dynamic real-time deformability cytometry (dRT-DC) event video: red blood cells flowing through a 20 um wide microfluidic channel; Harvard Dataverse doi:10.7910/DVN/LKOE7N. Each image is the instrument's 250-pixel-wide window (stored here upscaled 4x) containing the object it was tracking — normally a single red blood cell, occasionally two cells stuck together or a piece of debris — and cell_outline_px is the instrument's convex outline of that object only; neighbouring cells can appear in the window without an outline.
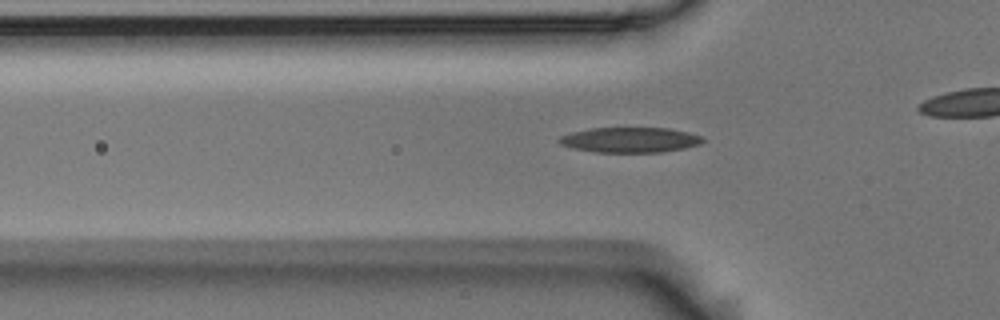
{"species": "Egyptian fruit bat (a non-hibernating species)", "species_latin": "Rousettus aegyptiacus", "temperature_condition": "room temperature", "stored_images_in_passage": 43, "camera_frame_rate_fps": 3000, "um_per_image_px": 0.085, "animal": {"sex": "male"}, "frame": {"image": 1, "passage_image": 17, "time_ms": 5.333, "image_size_px": [1000, 320], "cell_outline_px": [[704, 140], [700, 144], [684, 148], [664, 152], [596, 152], [572, 148], [560, 144], [556, 140], [560, 136], [572, 132], [592, 128], [668, 128], [688, 132], [700, 136]], "centroid_in_image_um": [53.52, 11.89], "position_along_channel_um": 72.3, "area_um2": 21.04}}
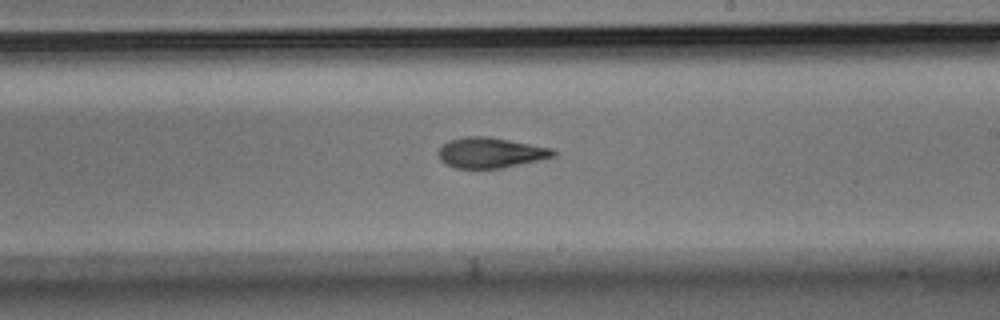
{"frame": {"image": 2, "passage_image": 31, "time_ms": 10.0, "image_size_px": [1000, 320], "cell_outline_px": [[556, 156], [540, 160], [500, 168], [456, 168], [444, 164], [440, 160], [436, 152], [448, 140], [464, 136], [488, 136], [552, 148], [556, 152]], "centroid_in_image_um": [41.66, 12.97], "position_along_channel_um": 247.3, "area_um2": 20.46}}
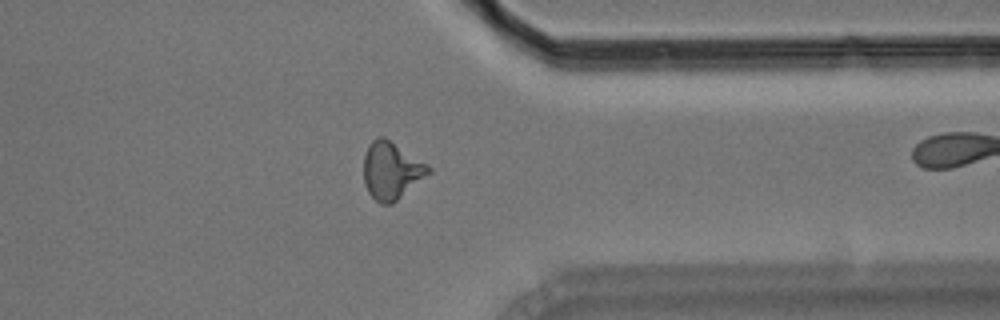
{"frame": {"image": 3, "passage_image": 42, "time_ms": 13.667, "image_size_px": [1000, 320], "cell_outline_px": [[432, 172], [392, 204], [380, 204], [368, 192], [364, 184], [364, 156], [368, 144], [376, 136], [384, 136], [428, 164], [432, 168]], "centroid_in_image_um": [33.27, 14.48], "position_along_channel_um": 378.1, "area_um2": 21.85}}